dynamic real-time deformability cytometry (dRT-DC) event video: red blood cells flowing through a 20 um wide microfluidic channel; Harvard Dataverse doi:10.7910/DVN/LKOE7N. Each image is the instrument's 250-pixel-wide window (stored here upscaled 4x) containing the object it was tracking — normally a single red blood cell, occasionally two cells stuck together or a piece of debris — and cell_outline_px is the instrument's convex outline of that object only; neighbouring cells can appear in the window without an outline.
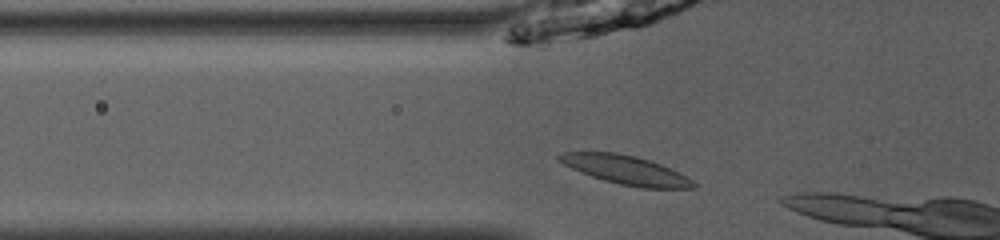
{"species": "common noctule bat (a hibernating species)", "species_latin": "Nyctalus noctula", "temperature_condition": "room temperature", "stored_images_in_passage": 5, "camera_frame_rate_fps": 3000, "um_per_image_px": 0.085, "animal": {"sex": "male", "body_mass_g": 13.0, "forearm_length_mm": 53.1}, "frame": {"image": 1, "passage_image": 2, "time_ms": 0.333, "image_size_px": [1000, 240], "cell_outline_px": [[696, 188], [640, 188], [620, 184], [604, 180], [580, 172], [556, 160], [556, 156], [560, 152], [616, 152], [636, 156], [660, 164], [680, 172], [688, 176], [696, 184]], "centroid_in_image_um": [53.19, 14.44], "position_along_channel_um": 72.6, "area_um2": 22.6}}